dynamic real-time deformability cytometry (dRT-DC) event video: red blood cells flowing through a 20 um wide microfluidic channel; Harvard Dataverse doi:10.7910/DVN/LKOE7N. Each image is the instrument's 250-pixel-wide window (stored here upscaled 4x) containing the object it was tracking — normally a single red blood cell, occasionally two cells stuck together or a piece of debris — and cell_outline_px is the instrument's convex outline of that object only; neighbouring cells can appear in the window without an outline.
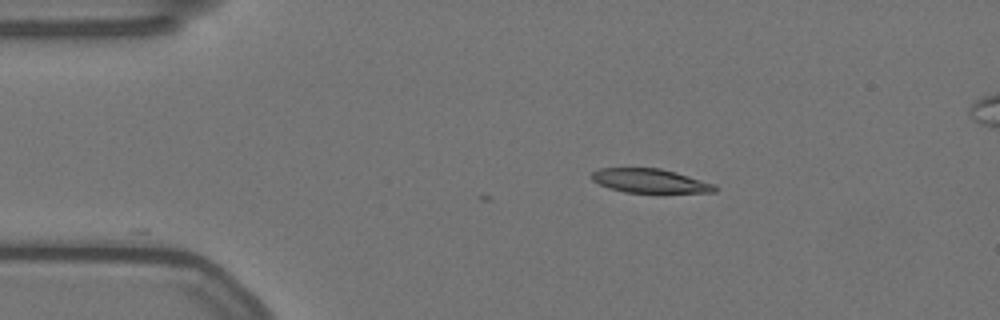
{"species": "Egyptian fruit bat (a non-hibernating species)", "species_latin": "Rousettus aegyptiacus", "temperature_condition": "warm", "stored_images_in_passage": 3, "camera_frame_rate_fps": 3000, "um_per_image_px": 0.085, "animal": {"sex": "female"}, "frame": {"image": 1, "passage_image": 1, "time_ms": 0.0, "image_size_px": [1000, 320], "cell_outline_px": [[716, 192], [624, 192], [608, 188], [592, 180], [592, 172], [600, 168], [660, 168], [676, 172], [716, 184]], "centroid_in_image_um": [55.25, 15.36], "position_along_channel_um": 29.8, "area_um2": 17.11}}